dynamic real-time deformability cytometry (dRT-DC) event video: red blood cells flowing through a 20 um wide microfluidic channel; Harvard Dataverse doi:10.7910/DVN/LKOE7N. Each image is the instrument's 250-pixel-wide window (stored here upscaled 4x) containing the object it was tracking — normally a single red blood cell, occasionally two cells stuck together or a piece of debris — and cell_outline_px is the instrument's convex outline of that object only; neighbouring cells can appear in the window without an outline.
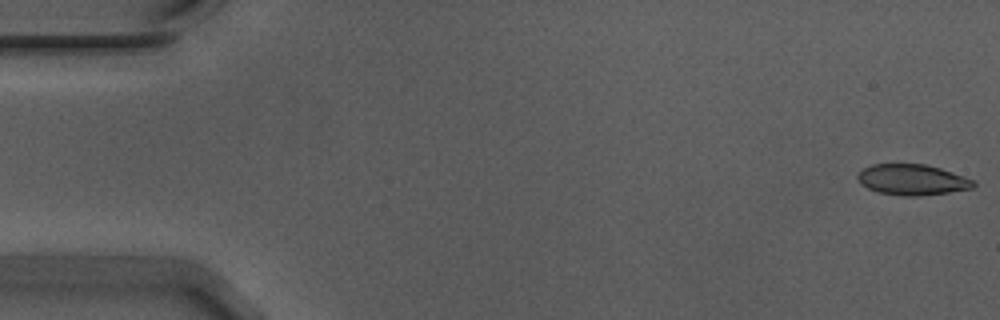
{"species": "Egyptian fruit bat (a non-hibernating species)", "species_latin": "Rousettus aegyptiacus", "temperature_condition": "warm", "stored_images_in_passage": 55, "camera_frame_rate_fps": 3000, "um_per_image_px": 0.085, "animal": {"sex": "male"}, "frame": {"image": 1, "passage_image": 1, "time_ms": 0.0, "image_size_px": [1000, 320], "cell_outline_px": [[976, 184], [972, 188], [948, 192], [920, 196], [904, 196], [880, 192], [868, 188], [860, 184], [856, 176], [864, 168], [872, 164], [924, 164], [940, 168], [952, 172], [972, 180]], "centroid_in_image_um": [77.51, 15.27], "position_along_channel_um": 7.5, "area_um2": 20.52}}
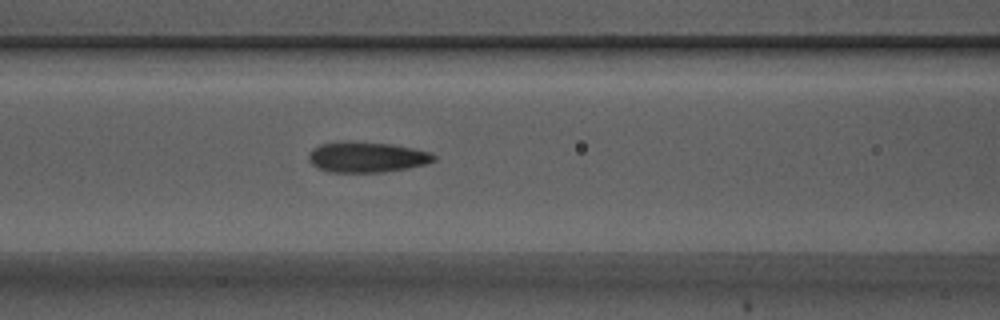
{"frame": {"image": 2, "passage_image": 23, "time_ms": 7.333, "image_size_px": [1000, 320], "cell_outline_px": [[436, 160], [424, 164], [408, 168], [384, 172], [328, 172], [312, 164], [308, 160], [308, 156], [312, 148], [320, 144], [344, 140], [348, 140], [392, 144], [432, 152], [436, 156]], "centroid_in_image_um": [31.17, 13.34], "position_along_channel_um": 135.4, "area_um2": 22.54}}
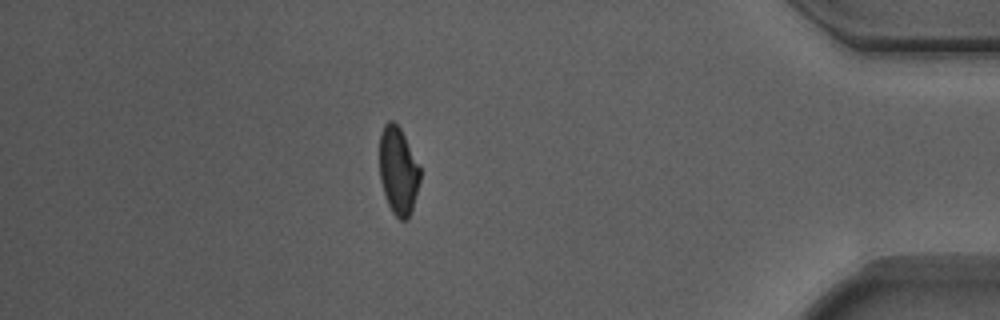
{"frame": {"image": 3, "passage_image": 48, "time_ms": 15.667, "image_size_px": [1000, 320], "cell_outline_px": [[420, 180], [412, 208], [408, 220], [400, 220], [392, 212], [388, 204], [380, 180], [380, 132], [384, 124], [388, 120], [392, 120], [400, 128], [420, 168]], "centroid_in_image_um": [33.83, 14.51], "position_along_channel_um": 401.4, "area_um2": 20.46}, "authors_computed_cell_mechanics": {"area_um2": 21.386, "velocity_mm_per_s": 3.7351, "shape_relaxation_time_tau1_ms": 7.1193, "shape_relaxation_time_tau2_ms": 1.6508, "deformation_change_tau1": 0.1823, "deformation_change_tau2": 0.0881}}